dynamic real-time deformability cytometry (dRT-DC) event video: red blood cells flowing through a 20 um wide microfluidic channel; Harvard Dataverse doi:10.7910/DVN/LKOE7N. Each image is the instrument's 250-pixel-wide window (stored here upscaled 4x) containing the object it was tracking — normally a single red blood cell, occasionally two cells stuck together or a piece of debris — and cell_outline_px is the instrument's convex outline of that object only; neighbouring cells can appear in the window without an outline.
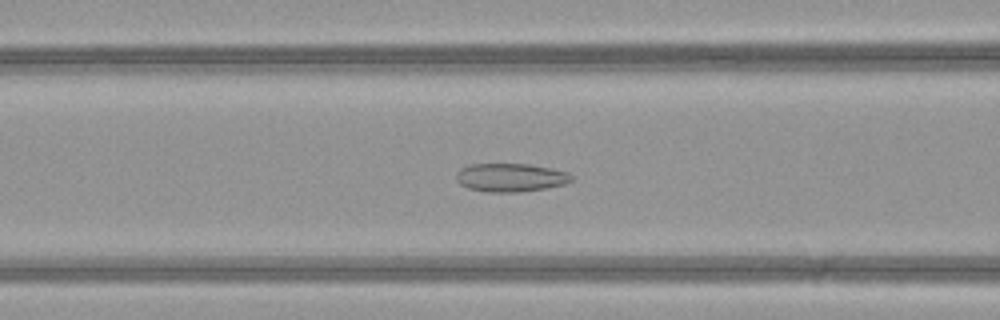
{"species": "common noctule bat (a hibernating species)", "species_latin": "Nyctalus noctula", "temperature_condition": "warm", "stored_images_in_passage": 50, "camera_frame_rate_fps": 3000, "um_per_image_px": 0.085, "animal": {"sex": "female", "body_mass_g": 21.9}, "frame": {"image": 1, "passage_image": 22, "time_ms": 7.0, "image_size_px": [1000, 320], "cell_outline_px": [[572, 180], [564, 184], [544, 188], [520, 192], [488, 192], [468, 188], [460, 184], [456, 180], [456, 172], [460, 168], [472, 164], [528, 164], [568, 172], [572, 176]], "centroid_in_image_um": [43.36, 15.09], "position_along_channel_um": 123.2, "area_um2": 18.96}}
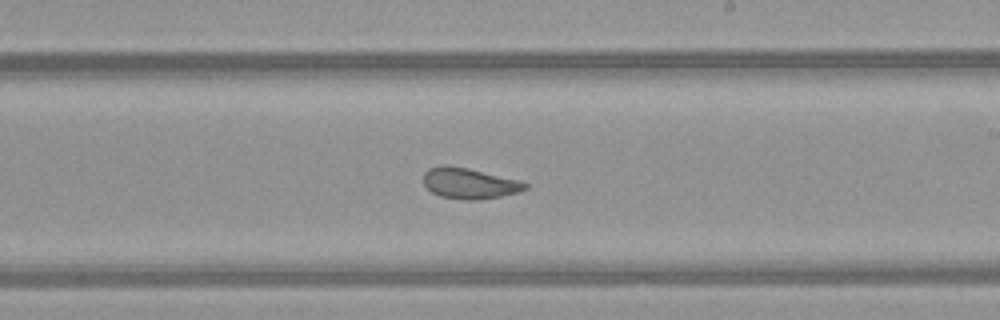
{"frame": {"image": 2, "passage_image": 31, "time_ms": 10.0, "image_size_px": [1000, 320], "cell_outline_px": [[528, 188], [520, 192], [500, 196], [476, 200], [464, 200], [440, 196], [432, 192], [424, 184], [424, 172], [428, 168], [468, 168], [520, 180], [528, 184]], "centroid_in_image_um": [39.97, 15.62], "position_along_channel_um": 249.0, "area_um2": 17.74}}
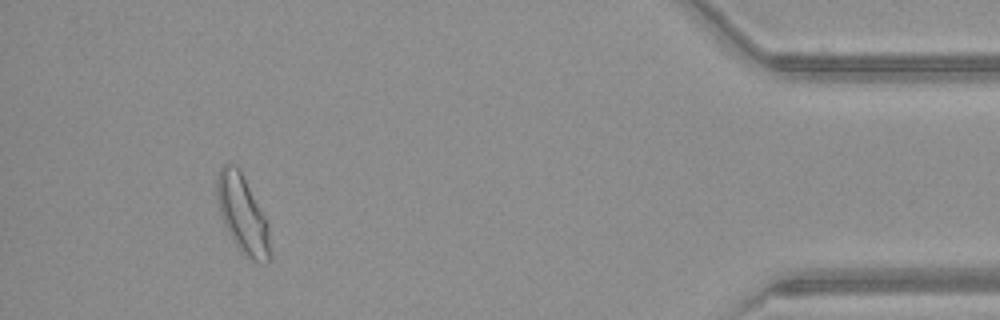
{"frame": {"image": 3, "passage_image": 47, "time_ms": 15.333, "image_size_px": [1000, 320], "cell_outline_px": [[268, 260], [252, 260], [240, 252], [228, 232], [224, 224], [220, 212], [216, 196], [216, 184], [220, 168], [224, 164], [232, 164], [240, 168], [268, 224]], "centroid_in_image_um": [20.56, 18.14], "position_along_channel_um": 414.6, "area_um2": 23.41}, "authors_computed_cell_mechanics": {"area_um2": 22.1374, "velocity_mm_per_s": 4.1972, "shape_relaxation_time_tau1_ms": null, "shape_relaxation_time_tau2_ms": 1.2122, "deformation_change_tau1": null, "deformation_change_tau2": 0.0696}}